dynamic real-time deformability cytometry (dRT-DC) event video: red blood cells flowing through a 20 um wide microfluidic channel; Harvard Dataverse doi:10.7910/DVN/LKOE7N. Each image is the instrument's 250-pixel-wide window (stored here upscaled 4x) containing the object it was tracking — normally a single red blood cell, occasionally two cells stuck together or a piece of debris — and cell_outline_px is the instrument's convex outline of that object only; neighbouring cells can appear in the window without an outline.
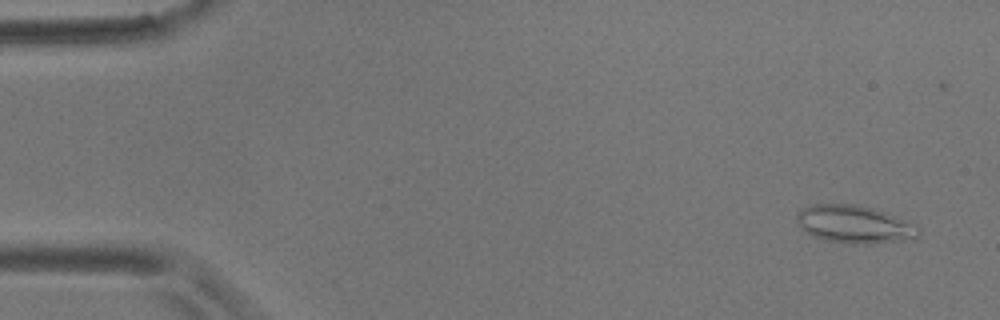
{"species": "common noctule bat (a hibernating species)", "species_latin": "Nyctalus noctula", "temperature_condition": "room temperature", "stored_images_in_passage": 5, "camera_frame_rate_fps": 3000, "um_per_image_px": 0.085, "animal": {"sex": "male", "body_mass_g": 17.9}, "frame": {"image": 1, "passage_image": 1, "time_ms": 0.0, "image_size_px": [1000, 320], "cell_outline_px": [[920, 236], [916, 240], [872, 244], [848, 244], [824, 240], [812, 236], [800, 228], [796, 224], [796, 212], [808, 204], [856, 204], [872, 208], [896, 216], [916, 224], [920, 228]], "centroid_in_image_um": [72.64, 19.09], "position_along_channel_um": 12.4, "area_um2": 27.69}}